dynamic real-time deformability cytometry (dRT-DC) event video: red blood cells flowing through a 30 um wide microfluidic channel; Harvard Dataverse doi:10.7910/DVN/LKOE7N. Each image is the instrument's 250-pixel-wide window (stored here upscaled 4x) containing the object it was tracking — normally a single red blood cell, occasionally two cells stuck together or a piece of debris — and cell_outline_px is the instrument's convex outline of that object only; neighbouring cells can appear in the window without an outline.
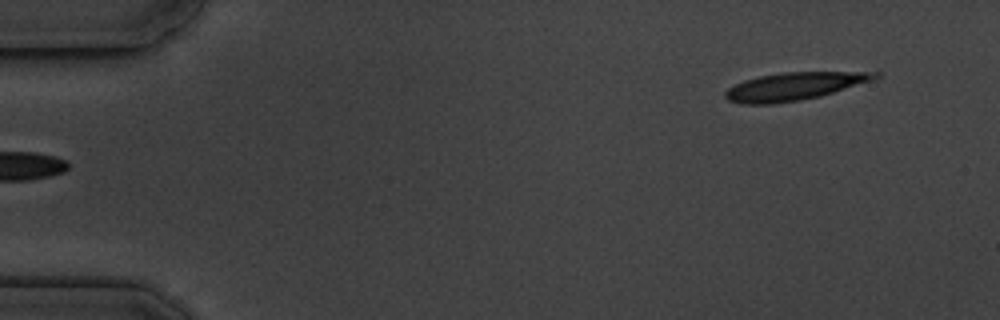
{"species": "common noctule bat (a hibernating species)", "species_latin": "Nyctalus noctula", "temperature_condition": "cold", "stored_images_in_passage": 6, "segment_of_instrument_passage": [2, 2], "camera_frame_rate_fps": 3000, "um_per_image_px": 0.085, "animal": {"sex": "male", "body_mass_g": 19.5, "forearm_length_mm": 54.6}, "frame": {"image": 1, "passage_image": 6, "time_ms": 5.667, "image_size_px": [1000, 320], "cell_outline_px": [[880, 80], [820, 96], [800, 100], [772, 104], [740, 104], [728, 100], [724, 96], [724, 92], [728, 88], [744, 80], [760, 76], [780, 72], [880, 72]], "centroid_in_image_um": [67.59, 7.33], "position_along_channel_um": 17.4, "area_um2": 24.62}}